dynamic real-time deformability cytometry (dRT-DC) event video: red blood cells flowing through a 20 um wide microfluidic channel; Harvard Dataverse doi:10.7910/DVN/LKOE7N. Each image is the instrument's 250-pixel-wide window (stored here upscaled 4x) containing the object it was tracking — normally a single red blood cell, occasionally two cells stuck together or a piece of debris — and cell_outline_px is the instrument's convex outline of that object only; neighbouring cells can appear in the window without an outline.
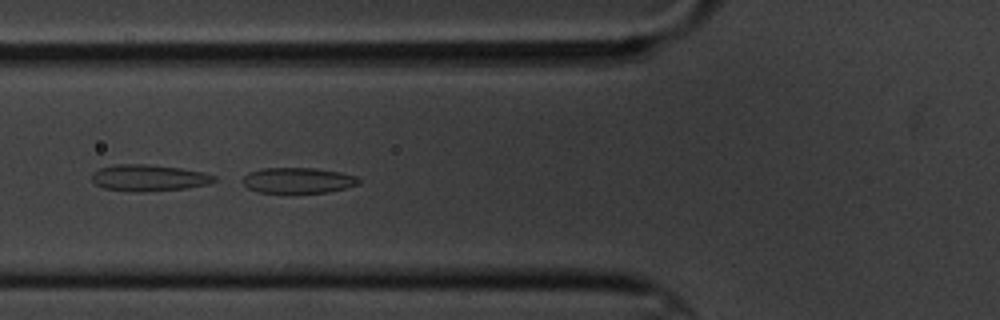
{"species": "common noctule bat (a hibernating species)", "species_latin": "Nyctalus noctula", "temperature_condition": "cold", "stored_images_in_passage": 6, "camera_frame_rate_fps": 3000, "um_per_image_px": 0.085, "animal": {"sex": "male", "body_mass_g": 20.1, "forearm_length_mm": 53.5}, "frame": {"image": 1, "passage_image": 5, "time_ms": 5.667, "image_size_px": [1000, 320], "cell_outline_px": [[360, 184], [348, 188], [328, 192], [256, 192], [248, 188], [244, 184], [244, 176], [248, 172], [260, 168], [316, 168], [340, 172], [356, 176], [360, 180]], "centroid_in_image_um": [25.36, 15.32], "position_along_channel_um": 100.4, "area_um2": 17.34}}